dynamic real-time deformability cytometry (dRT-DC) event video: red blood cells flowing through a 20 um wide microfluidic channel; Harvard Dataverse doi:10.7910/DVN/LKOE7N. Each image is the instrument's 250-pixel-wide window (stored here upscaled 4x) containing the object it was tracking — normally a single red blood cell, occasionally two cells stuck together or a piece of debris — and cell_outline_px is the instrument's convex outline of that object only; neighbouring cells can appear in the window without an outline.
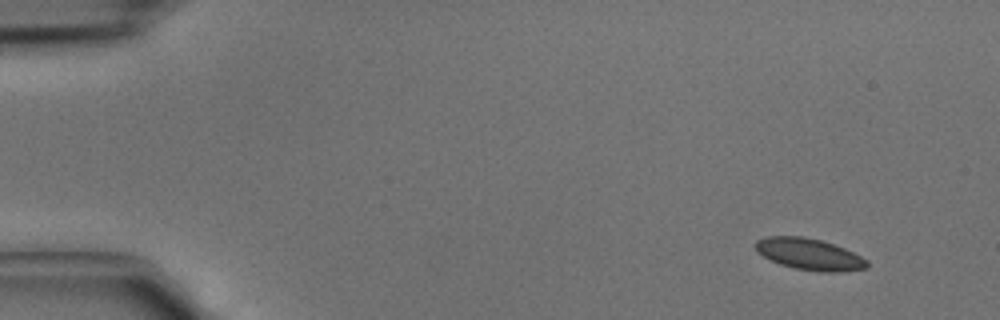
{"species": "common noctule bat (a hibernating species)", "species_latin": "Nyctalus noctula", "temperature_condition": "cold", "stored_images_in_passage": 4, "camera_frame_rate_fps": 3000, "um_per_image_px": 0.085, "animal": {"sex": "male", "body_mass_g": 15.6}, "frame": {"image": 1, "passage_image": 1, "time_ms": 0.0, "image_size_px": [1000, 320], "cell_outline_px": [[868, 268], [840, 272], [820, 272], [796, 268], [780, 264], [756, 252], [756, 240], [764, 236], [804, 236], [820, 240], [844, 248], [868, 260]], "centroid_in_image_um": [68.79, 21.6], "position_along_channel_um": 16.2, "area_um2": 20.4}}
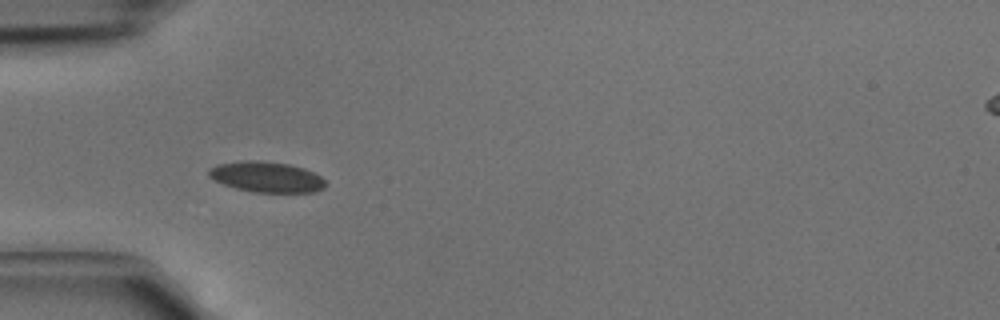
{"frame": {"image": 2, "passage_image": 4, "time_ms": 1.0, "image_size_px": [1000, 320], "cell_outline_px": [[328, 184], [324, 188], [312, 192], [256, 192], [236, 188], [224, 184], [208, 176], [208, 168], [216, 164], [240, 160], [260, 160], [288, 164], [304, 168], [320, 176]], "centroid_in_image_um": [22.64, 15.02], "position_along_channel_um": 62.4, "area_um2": 20.87}}